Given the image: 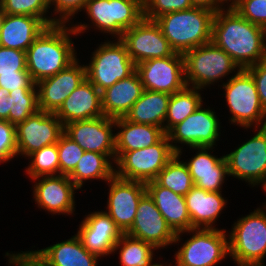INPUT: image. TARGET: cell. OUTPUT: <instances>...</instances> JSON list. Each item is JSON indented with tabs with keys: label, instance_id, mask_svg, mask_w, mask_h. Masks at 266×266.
Returning <instances> with one entry per match:
<instances>
[{
	"label": "cell",
	"instance_id": "cell-20",
	"mask_svg": "<svg viewBox=\"0 0 266 266\" xmlns=\"http://www.w3.org/2000/svg\"><path fill=\"white\" fill-rule=\"evenodd\" d=\"M41 178V180H40ZM33 195L38 207L52 214L72 215L75 211V190L78 189L67 175H50L33 178Z\"/></svg>",
	"mask_w": 266,
	"mask_h": 266
},
{
	"label": "cell",
	"instance_id": "cell-11",
	"mask_svg": "<svg viewBox=\"0 0 266 266\" xmlns=\"http://www.w3.org/2000/svg\"><path fill=\"white\" fill-rule=\"evenodd\" d=\"M229 176L245 180L256 186L266 182V126L239 145L237 149L224 155Z\"/></svg>",
	"mask_w": 266,
	"mask_h": 266
},
{
	"label": "cell",
	"instance_id": "cell-49",
	"mask_svg": "<svg viewBox=\"0 0 266 266\" xmlns=\"http://www.w3.org/2000/svg\"><path fill=\"white\" fill-rule=\"evenodd\" d=\"M194 6L212 9L214 11V0H191Z\"/></svg>",
	"mask_w": 266,
	"mask_h": 266
},
{
	"label": "cell",
	"instance_id": "cell-33",
	"mask_svg": "<svg viewBox=\"0 0 266 266\" xmlns=\"http://www.w3.org/2000/svg\"><path fill=\"white\" fill-rule=\"evenodd\" d=\"M119 250L121 266H152L155 248L151 243L123 233L113 248Z\"/></svg>",
	"mask_w": 266,
	"mask_h": 266
},
{
	"label": "cell",
	"instance_id": "cell-23",
	"mask_svg": "<svg viewBox=\"0 0 266 266\" xmlns=\"http://www.w3.org/2000/svg\"><path fill=\"white\" fill-rule=\"evenodd\" d=\"M190 148L198 150L192 159L184 162L194 185L208 192H221L224 179L229 176L225 156L218 158L208 153L213 147Z\"/></svg>",
	"mask_w": 266,
	"mask_h": 266
},
{
	"label": "cell",
	"instance_id": "cell-21",
	"mask_svg": "<svg viewBox=\"0 0 266 266\" xmlns=\"http://www.w3.org/2000/svg\"><path fill=\"white\" fill-rule=\"evenodd\" d=\"M123 233L104 211H95L82 220L77 236L83 246L98 257L113 253V248Z\"/></svg>",
	"mask_w": 266,
	"mask_h": 266
},
{
	"label": "cell",
	"instance_id": "cell-25",
	"mask_svg": "<svg viewBox=\"0 0 266 266\" xmlns=\"http://www.w3.org/2000/svg\"><path fill=\"white\" fill-rule=\"evenodd\" d=\"M141 78L137 71L117 81L101 92L103 114L109 118H121L130 111L143 92Z\"/></svg>",
	"mask_w": 266,
	"mask_h": 266
},
{
	"label": "cell",
	"instance_id": "cell-19",
	"mask_svg": "<svg viewBox=\"0 0 266 266\" xmlns=\"http://www.w3.org/2000/svg\"><path fill=\"white\" fill-rule=\"evenodd\" d=\"M115 119L105 115L74 121L64 126V133L76 142L84 151L99 154H115Z\"/></svg>",
	"mask_w": 266,
	"mask_h": 266
},
{
	"label": "cell",
	"instance_id": "cell-27",
	"mask_svg": "<svg viewBox=\"0 0 266 266\" xmlns=\"http://www.w3.org/2000/svg\"><path fill=\"white\" fill-rule=\"evenodd\" d=\"M184 198L191 218V229L215 228L213 224L227 202L221 192H208L195 185Z\"/></svg>",
	"mask_w": 266,
	"mask_h": 266
},
{
	"label": "cell",
	"instance_id": "cell-52",
	"mask_svg": "<svg viewBox=\"0 0 266 266\" xmlns=\"http://www.w3.org/2000/svg\"><path fill=\"white\" fill-rule=\"evenodd\" d=\"M263 187V189L265 190V192H266V182L264 183V185L262 186ZM264 208H266V203H265V206H264Z\"/></svg>",
	"mask_w": 266,
	"mask_h": 266
},
{
	"label": "cell",
	"instance_id": "cell-10",
	"mask_svg": "<svg viewBox=\"0 0 266 266\" xmlns=\"http://www.w3.org/2000/svg\"><path fill=\"white\" fill-rule=\"evenodd\" d=\"M84 10L93 26L120 39L143 18V0H87Z\"/></svg>",
	"mask_w": 266,
	"mask_h": 266
},
{
	"label": "cell",
	"instance_id": "cell-18",
	"mask_svg": "<svg viewBox=\"0 0 266 266\" xmlns=\"http://www.w3.org/2000/svg\"><path fill=\"white\" fill-rule=\"evenodd\" d=\"M126 234L151 243L158 249L172 245L176 237L148 193L140 199L134 223Z\"/></svg>",
	"mask_w": 266,
	"mask_h": 266
},
{
	"label": "cell",
	"instance_id": "cell-6",
	"mask_svg": "<svg viewBox=\"0 0 266 266\" xmlns=\"http://www.w3.org/2000/svg\"><path fill=\"white\" fill-rule=\"evenodd\" d=\"M176 155L168 135L147 148L129 152H115V176L124 180L148 183Z\"/></svg>",
	"mask_w": 266,
	"mask_h": 266
},
{
	"label": "cell",
	"instance_id": "cell-34",
	"mask_svg": "<svg viewBox=\"0 0 266 266\" xmlns=\"http://www.w3.org/2000/svg\"><path fill=\"white\" fill-rule=\"evenodd\" d=\"M175 155L158 173L155 181L174 193L185 196L194 186L187 165Z\"/></svg>",
	"mask_w": 266,
	"mask_h": 266
},
{
	"label": "cell",
	"instance_id": "cell-45",
	"mask_svg": "<svg viewBox=\"0 0 266 266\" xmlns=\"http://www.w3.org/2000/svg\"><path fill=\"white\" fill-rule=\"evenodd\" d=\"M246 70L255 81L260 103L266 111V60L258 62L246 68Z\"/></svg>",
	"mask_w": 266,
	"mask_h": 266
},
{
	"label": "cell",
	"instance_id": "cell-51",
	"mask_svg": "<svg viewBox=\"0 0 266 266\" xmlns=\"http://www.w3.org/2000/svg\"><path fill=\"white\" fill-rule=\"evenodd\" d=\"M152 266H164V265L163 264H160V263H155ZM165 266H167V264Z\"/></svg>",
	"mask_w": 266,
	"mask_h": 266
},
{
	"label": "cell",
	"instance_id": "cell-17",
	"mask_svg": "<svg viewBox=\"0 0 266 266\" xmlns=\"http://www.w3.org/2000/svg\"><path fill=\"white\" fill-rule=\"evenodd\" d=\"M77 60L54 76L36 83L39 110L55 113L72 91L86 79V67L79 65Z\"/></svg>",
	"mask_w": 266,
	"mask_h": 266
},
{
	"label": "cell",
	"instance_id": "cell-46",
	"mask_svg": "<svg viewBox=\"0 0 266 266\" xmlns=\"http://www.w3.org/2000/svg\"><path fill=\"white\" fill-rule=\"evenodd\" d=\"M9 257V264L16 266H47L43 261H41L32 251H26L17 254L6 253Z\"/></svg>",
	"mask_w": 266,
	"mask_h": 266
},
{
	"label": "cell",
	"instance_id": "cell-48",
	"mask_svg": "<svg viewBox=\"0 0 266 266\" xmlns=\"http://www.w3.org/2000/svg\"><path fill=\"white\" fill-rule=\"evenodd\" d=\"M227 1L231 2L230 5H228L229 7L227 6V9H234L236 7V0H214V11L216 12L223 9V3H226Z\"/></svg>",
	"mask_w": 266,
	"mask_h": 266
},
{
	"label": "cell",
	"instance_id": "cell-50",
	"mask_svg": "<svg viewBox=\"0 0 266 266\" xmlns=\"http://www.w3.org/2000/svg\"><path fill=\"white\" fill-rule=\"evenodd\" d=\"M3 16H4V12L2 11V8L0 7V25H1Z\"/></svg>",
	"mask_w": 266,
	"mask_h": 266
},
{
	"label": "cell",
	"instance_id": "cell-42",
	"mask_svg": "<svg viewBox=\"0 0 266 266\" xmlns=\"http://www.w3.org/2000/svg\"><path fill=\"white\" fill-rule=\"evenodd\" d=\"M234 9L246 20L266 30V0H241Z\"/></svg>",
	"mask_w": 266,
	"mask_h": 266
},
{
	"label": "cell",
	"instance_id": "cell-13",
	"mask_svg": "<svg viewBox=\"0 0 266 266\" xmlns=\"http://www.w3.org/2000/svg\"><path fill=\"white\" fill-rule=\"evenodd\" d=\"M144 90L165 92L170 95L183 90L185 80L183 54L174 53L166 58H154L136 65Z\"/></svg>",
	"mask_w": 266,
	"mask_h": 266
},
{
	"label": "cell",
	"instance_id": "cell-16",
	"mask_svg": "<svg viewBox=\"0 0 266 266\" xmlns=\"http://www.w3.org/2000/svg\"><path fill=\"white\" fill-rule=\"evenodd\" d=\"M109 198L106 212L122 233H126L134 223L140 199L147 193L146 184L124 180L115 175L109 179Z\"/></svg>",
	"mask_w": 266,
	"mask_h": 266
},
{
	"label": "cell",
	"instance_id": "cell-40",
	"mask_svg": "<svg viewBox=\"0 0 266 266\" xmlns=\"http://www.w3.org/2000/svg\"><path fill=\"white\" fill-rule=\"evenodd\" d=\"M28 72L26 52L0 46V75Z\"/></svg>",
	"mask_w": 266,
	"mask_h": 266
},
{
	"label": "cell",
	"instance_id": "cell-35",
	"mask_svg": "<svg viewBox=\"0 0 266 266\" xmlns=\"http://www.w3.org/2000/svg\"><path fill=\"white\" fill-rule=\"evenodd\" d=\"M37 88H19L12 90L7 97L9 117L11 124L17 125L29 116L35 114L38 108Z\"/></svg>",
	"mask_w": 266,
	"mask_h": 266
},
{
	"label": "cell",
	"instance_id": "cell-5",
	"mask_svg": "<svg viewBox=\"0 0 266 266\" xmlns=\"http://www.w3.org/2000/svg\"><path fill=\"white\" fill-rule=\"evenodd\" d=\"M183 57L186 84L199 91L240 70L233 59L212 41L185 52Z\"/></svg>",
	"mask_w": 266,
	"mask_h": 266
},
{
	"label": "cell",
	"instance_id": "cell-41",
	"mask_svg": "<svg viewBox=\"0 0 266 266\" xmlns=\"http://www.w3.org/2000/svg\"><path fill=\"white\" fill-rule=\"evenodd\" d=\"M17 155L16 125L0 120V163L8 162Z\"/></svg>",
	"mask_w": 266,
	"mask_h": 266
},
{
	"label": "cell",
	"instance_id": "cell-29",
	"mask_svg": "<svg viewBox=\"0 0 266 266\" xmlns=\"http://www.w3.org/2000/svg\"><path fill=\"white\" fill-rule=\"evenodd\" d=\"M115 151L129 152L147 148L159 142L166 133L163 128L155 125L139 124L126 120L124 117L115 119Z\"/></svg>",
	"mask_w": 266,
	"mask_h": 266
},
{
	"label": "cell",
	"instance_id": "cell-36",
	"mask_svg": "<svg viewBox=\"0 0 266 266\" xmlns=\"http://www.w3.org/2000/svg\"><path fill=\"white\" fill-rule=\"evenodd\" d=\"M31 162L26 172L31 179L40 176L59 175L57 143L42 147L28 156Z\"/></svg>",
	"mask_w": 266,
	"mask_h": 266
},
{
	"label": "cell",
	"instance_id": "cell-39",
	"mask_svg": "<svg viewBox=\"0 0 266 266\" xmlns=\"http://www.w3.org/2000/svg\"><path fill=\"white\" fill-rule=\"evenodd\" d=\"M193 7L191 0H143V18L155 20L163 14Z\"/></svg>",
	"mask_w": 266,
	"mask_h": 266
},
{
	"label": "cell",
	"instance_id": "cell-31",
	"mask_svg": "<svg viewBox=\"0 0 266 266\" xmlns=\"http://www.w3.org/2000/svg\"><path fill=\"white\" fill-rule=\"evenodd\" d=\"M109 158L115 163V154L85 151L76 168L68 175L69 179L78 189H81L83 183L89 179L108 181L115 175V167Z\"/></svg>",
	"mask_w": 266,
	"mask_h": 266
},
{
	"label": "cell",
	"instance_id": "cell-14",
	"mask_svg": "<svg viewBox=\"0 0 266 266\" xmlns=\"http://www.w3.org/2000/svg\"><path fill=\"white\" fill-rule=\"evenodd\" d=\"M120 40L136 65L149 59L166 58L175 53L155 20L142 18L124 31Z\"/></svg>",
	"mask_w": 266,
	"mask_h": 266
},
{
	"label": "cell",
	"instance_id": "cell-47",
	"mask_svg": "<svg viewBox=\"0 0 266 266\" xmlns=\"http://www.w3.org/2000/svg\"><path fill=\"white\" fill-rule=\"evenodd\" d=\"M9 95V91L6 90L5 88L0 87V120H7L9 117V112L8 110V101L7 97Z\"/></svg>",
	"mask_w": 266,
	"mask_h": 266
},
{
	"label": "cell",
	"instance_id": "cell-28",
	"mask_svg": "<svg viewBox=\"0 0 266 266\" xmlns=\"http://www.w3.org/2000/svg\"><path fill=\"white\" fill-rule=\"evenodd\" d=\"M32 252L47 266H97L99 258L83 246L77 235Z\"/></svg>",
	"mask_w": 266,
	"mask_h": 266
},
{
	"label": "cell",
	"instance_id": "cell-7",
	"mask_svg": "<svg viewBox=\"0 0 266 266\" xmlns=\"http://www.w3.org/2000/svg\"><path fill=\"white\" fill-rule=\"evenodd\" d=\"M223 88L232 124L243 128H250L253 124L259 128L266 126V111L260 103L255 81L246 69L237 71L227 83H223Z\"/></svg>",
	"mask_w": 266,
	"mask_h": 266
},
{
	"label": "cell",
	"instance_id": "cell-32",
	"mask_svg": "<svg viewBox=\"0 0 266 266\" xmlns=\"http://www.w3.org/2000/svg\"><path fill=\"white\" fill-rule=\"evenodd\" d=\"M198 88L186 86L171 95L165 117L164 132L167 134L175 125L194 113L203 100Z\"/></svg>",
	"mask_w": 266,
	"mask_h": 266
},
{
	"label": "cell",
	"instance_id": "cell-12",
	"mask_svg": "<svg viewBox=\"0 0 266 266\" xmlns=\"http://www.w3.org/2000/svg\"><path fill=\"white\" fill-rule=\"evenodd\" d=\"M201 104L194 113L175 125L168 133L172 149L177 155L182 149L177 143L189 147H213L219 138V119L212 109H203ZM176 143V144H173Z\"/></svg>",
	"mask_w": 266,
	"mask_h": 266
},
{
	"label": "cell",
	"instance_id": "cell-8",
	"mask_svg": "<svg viewBox=\"0 0 266 266\" xmlns=\"http://www.w3.org/2000/svg\"><path fill=\"white\" fill-rule=\"evenodd\" d=\"M92 55L90 63L85 65L86 78L100 92L136 71V64L120 39L100 44Z\"/></svg>",
	"mask_w": 266,
	"mask_h": 266
},
{
	"label": "cell",
	"instance_id": "cell-4",
	"mask_svg": "<svg viewBox=\"0 0 266 266\" xmlns=\"http://www.w3.org/2000/svg\"><path fill=\"white\" fill-rule=\"evenodd\" d=\"M238 219L228 235L229 256L238 266H263L266 256V208Z\"/></svg>",
	"mask_w": 266,
	"mask_h": 266
},
{
	"label": "cell",
	"instance_id": "cell-43",
	"mask_svg": "<svg viewBox=\"0 0 266 266\" xmlns=\"http://www.w3.org/2000/svg\"><path fill=\"white\" fill-rule=\"evenodd\" d=\"M86 2L87 0H49V5H54L55 14H60L57 24H66L71 16L84 9Z\"/></svg>",
	"mask_w": 266,
	"mask_h": 266
},
{
	"label": "cell",
	"instance_id": "cell-9",
	"mask_svg": "<svg viewBox=\"0 0 266 266\" xmlns=\"http://www.w3.org/2000/svg\"><path fill=\"white\" fill-rule=\"evenodd\" d=\"M185 232H192L193 236L176 252L175 266H215L229 255L226 230L193 228L176 233L174 243L179 242L180 235Z\"/></svg>",
	"mask_w": 266,
	"mask_h": 266
},
{
	"label": "cell",
	"instance_id": "cell-22",
	"mask_svg": "<svg viewBox=\"0 0 266 266\" xmlns=\"http://www.w3.org/2000/svg\"><path fill=\"white\" fill-rule=\"evenodd\" d=\"M56 116L65 126L68 123L103 116L101 92L86 78L65 99Z\"/></svg>",
	"mask_w": 266,
	"mask_h": 266
},
{
	"label": "cell",
	"instance_id": "cell-30",
	"mask_svg": "<svg viewBox=\"0 0 266 266\" xmlns=\"http://www.w3.org/2000/svg\"><path fill=\"white\" fill-rule=\"evenodd\" d=\"M170 97L165 92L143 90L141 97L124 118L134 123L155 125L164 129Z\"/></svg>",
	"mask_w": 266,
	"mask_h": 266
},
{
	"label": "cell",
	"instance_id": "cell-1",
	"mask_svg": "<svg viewBox=\"0 0 266 266\" xmlns=\"http://www.w3.org/2000/svg\"><path fill=\"white\" fill-rule=\"evenodd\" d=\"M211 41L246 69L266 60V30L243 18L235 9L215 12Z\"/></svg>",
	"mask_w": 266,
	"mask_h": 266
},
{
	"label": "cell",
	"instance_id": "cell-44",
	"mask_svg": "<svg viewBox=\"0 0 266 266\" xmlns=\"http://www.w3.org/2000/svg\"><path fill=\"white\" fill-rule=\"evenodd\" d=\"M0 87L10 92L19 88H36V83L29 72H16V74H1Z\"/></svg>",
	"mask_w": 266,
	"mask_h": 266
},
{
	"label": "cell",
	"instance_id": "cell-26",
	"mask_svg": "<svg viewBox=\"0 0 266 266\" xmlns=\"http://www.w3.org/2000/svg\"><path fill=\"white\" fill-rule=\"evenodd\" d=\"M146 191L175 233L191 230V218L184 196L160 186L155 180L146 183Z\"/></svg>",
	"mask_w": 266,
	"mask_h": 266
},
{
	"label": "cell",
	"instance_id": "cell-3",
	"mask_svg": "<svg viewBox=\"0 0 266 266\" xmlns=\"http://www.w3.org/2000/svg\"><path fill=\"white\" fill-rule=\"evenodd\" d=\"M215 11L194 6L191 9L169 12L155 19L172 49L184 54L209 43Z\"/></svg>",
	"mask_w": 266,
	"mask_h": 266
},
{
	"label": "cell",
	"instance_id": "cell-2",
	"mask_svg": "<svg viewBox=\"0 0 266 266\" xmlns=\"http://www.w3.org/2000/svg\"><path fill=\"white\" fill-rule=\"evenodd\" d=\"M47 26L26 50V67L35 83L54 76L77 58L71 34L83 33L87 24Z\"/></svg>",
	"mask_w": 266,
	"mask_h": 266
},
{
	"label": "cell",
	"instance_id": "cell-38",
	"mask_svg": "<svg viewBox=\"0 0 266 266\" xmlns=\"http://www.w3.org/2000/svg\"><path fill=\"white\" fill-rule=\"evenodd\" d=\"M59 175H69L85 152L76 142L63 133L58 142Z\"/></svg>",
	"mask_w": 266,
	"mask_h": 266
},
{
	"label": "cell",
	"instance_id": "cell-37",
	"mask_svg": "<svg viewBox=\"0 0 266 266\" xmlns=\"http://www.w3.org/2000/svg\"><path fill=\"white\" fill-rule=\"evenodd\" d=\"M0 7L4 14L34 16L40 18L47 26L57 24V17L45 16L50 8L49 0H0Z\"/></svg>",
	"mask_w": 266,
	"mask_h": 266
},
{
	"label": "cell",
	"instance_id": "cell-15",
	"mask_svg": "<svg viewBox=\"0 0 266 266\" xmlns=\"http://www.w3.org/2000/svg\"><path fill=\"white\" fill-rule=\"evenodd\" d=\"M64 125L55 113L38 110L16 125L18 155L25 157L58 142Z\"/></svg>",
	"mask_w": 266,
	"mask_h": 266
},
{
	"label": "cell",
	"instance_id": "cell-24",
	"mask_svg": "<svg viewBox=\"0 0 266 266\" xmlns=\"http://www.w3.org/2000/svg\"><path fill=\"white\" fill-rule=\"evenodd\" d=\"M46 27L34 16L4 14L0 25V46L26 52Z\"/></svg>",
	"mask_w": 266,
	"mask_h": 266
}]
</instances>
